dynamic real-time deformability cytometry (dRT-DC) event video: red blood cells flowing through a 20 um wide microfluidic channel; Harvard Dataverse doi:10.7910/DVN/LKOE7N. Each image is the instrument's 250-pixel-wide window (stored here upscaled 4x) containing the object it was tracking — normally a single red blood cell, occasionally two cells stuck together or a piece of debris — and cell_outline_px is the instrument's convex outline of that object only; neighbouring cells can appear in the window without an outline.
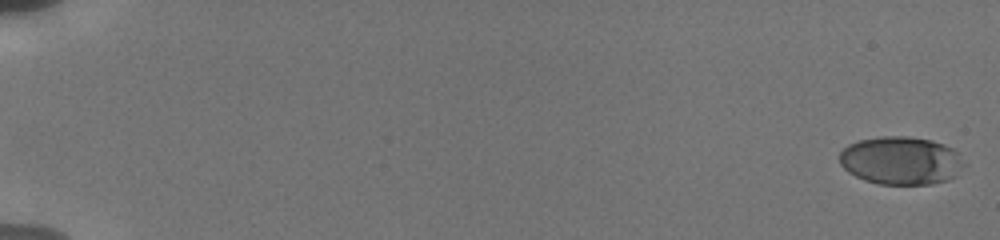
{"species": "human", "species_latin": "Homo sapiens", "temperature_condition": "cold", "stored_images_in_passage": 8, "segment_of_instrument_passage": [1, 2], "camera_frame_rate_fps": 3000, "um_per_image_px": 0.085, "donor": {"sex": "male"}, "frame": {"image": 1, "passage_image": 1, "time_ms": 0.0, "image_size_px": [1000, 240], "cell_outline_px": [[956, 176], [948, 180], [932, 184], [880, 184], [864, 180], [848, 172], [840, 164], [840, 152], [848, 144], [860, 140], [880, 136], [908, 136], [932, 140], [944, 144], [952, 148], [956, 152]], "centroid_in_image_um": [76.47, 13.64], "position_along_channel_um": 8.5, "area_um2": 34.22}}
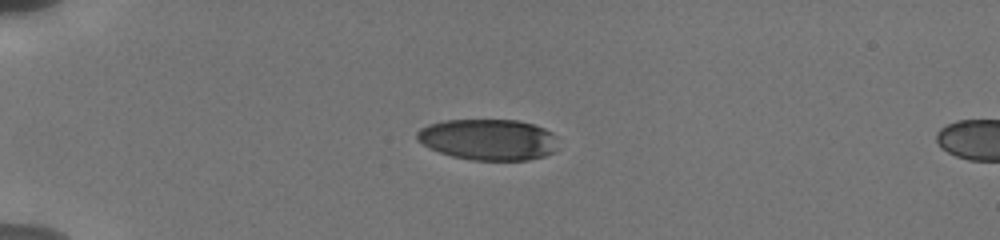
{"frame": {"image": 2, "passage_image": 6, "time_ms": 5.0, "image_size_px": [1000, 240], "cell_outline_px": [[560, 148], [544, 156], [528, 160], [472, 160], [452, 156], [428, 148], [416, 140], [416, 132], [420, 128], [428, 124], [444, 120], [516, 120], [532, 124], [544, 128], [552, 132], [556, 136]], "centroid_in_image_um": [41.51, 11.86], "position_along_channel_um": 43.5, "area_um2": 34.16}}